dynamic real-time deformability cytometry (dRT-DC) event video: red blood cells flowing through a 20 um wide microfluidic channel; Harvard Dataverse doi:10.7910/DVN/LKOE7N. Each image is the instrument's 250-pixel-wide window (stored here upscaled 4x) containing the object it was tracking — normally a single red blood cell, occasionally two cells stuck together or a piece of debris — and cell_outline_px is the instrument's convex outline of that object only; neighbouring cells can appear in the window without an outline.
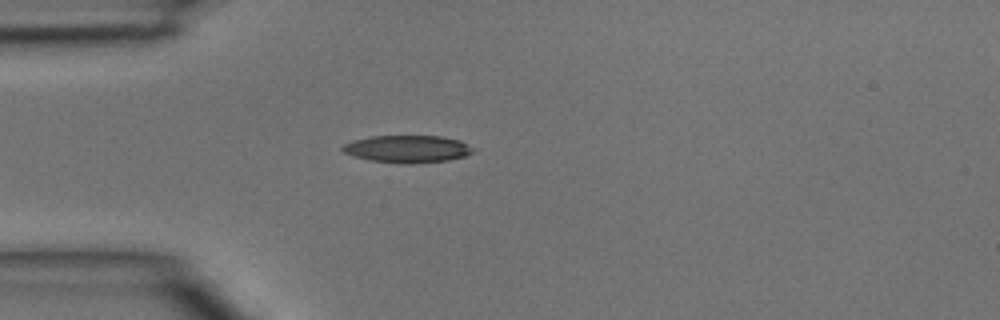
{"species": "common noctule bat (a hibernating species)", "species_latin": "Nyctalus noctula", "temperature_condition": "room temperature", "stored_images_in_passage": 1, "camera_frame_rate_fps": 3000, "um_per_image_px": 0.085, "animal": {"sex": "male", "body_mass_g": 15.6}, "frame": {"image": 1, "passage_image": 1, "time_ms": 0.0, "image_size_px": [1000, 320], "cell_outline_px": [[476, 152], [464, 156], [448, 160], [408, 164], [368, 160], [344, 152], [340, 148], [344, 144], [352, 140], [372, 136], [440, 136], [460, 140], [476, 148]], "centroid_in_image_um": [34.67, 12.65], "position_along_channel_um": 50.3, "area_um2": 20.87}}